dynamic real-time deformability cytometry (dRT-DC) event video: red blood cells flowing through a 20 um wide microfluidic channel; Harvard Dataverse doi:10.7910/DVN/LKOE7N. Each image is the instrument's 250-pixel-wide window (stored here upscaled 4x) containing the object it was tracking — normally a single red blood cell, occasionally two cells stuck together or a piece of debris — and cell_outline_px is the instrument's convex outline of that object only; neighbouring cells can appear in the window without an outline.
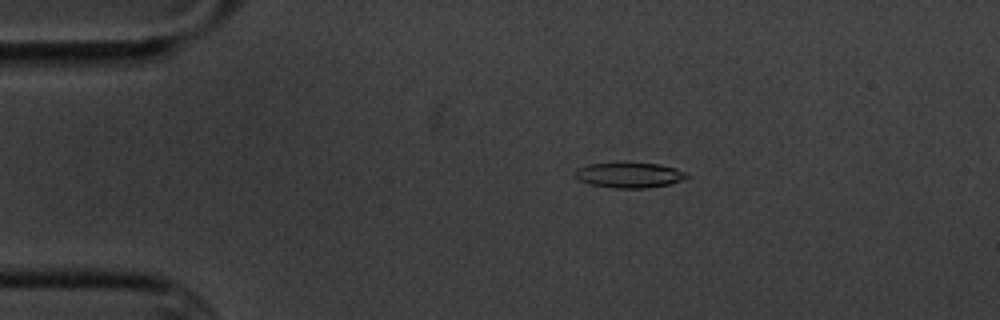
{"species": "common noctule bat (a hibernating species)", "species_latin": "Nyctalus noctula", "temperature_condition": "cold", "stored_images_in_passage": 9, "camera_frame_rate_fps": 3000, "um_per_image_px": 0.085, "animal": {"sex": "male", "body_mass_g": 20.1, "forearm_length_mm": 53.5}, "frame": {"image": 1, "passage_image": 2, "time_ms": 1.333, "image_size_px": [1000, 320], "cell_outline_px": [[688, 176], [680, 180], [668, 184], [648, 188], [612, 188], [592, 184], [580, 180], [576, 176], [576, 168], [588, 164], [660, 164], [676, 168], [684, 172]], "centroid_in_image_um": [53.49, 14.9], "position_along_channel_um": 31.5, "area_um2": 15.9}}
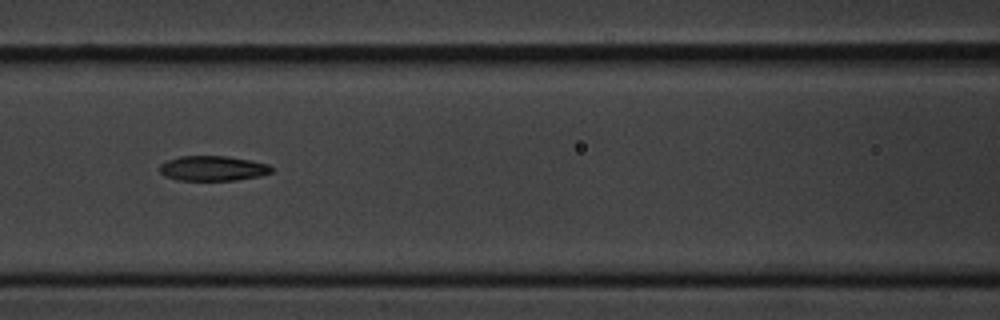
{"frame": {"image": 2, "passage_image": 6, "time_ms": 6.0, "image_size_px": [1000, 320], "cell_outline_px": [[272, 172], [260, 176], [236, 180], [176, 180], [164, 176], [160, 172], [160, 164], [168, 160], [180, 156], [228, 156], [252, 160], [268, 164], [272, 168]], "centroid_in_image_um": [18.09, 14.31], "position_along_channel_um": 148.5, "area_um2": 16.36}}
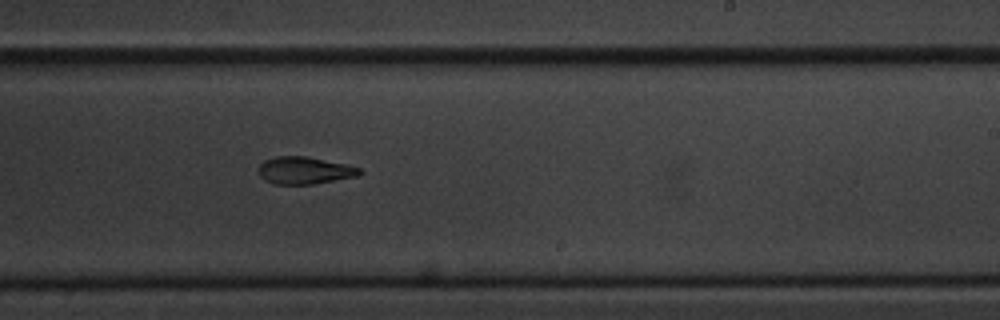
{"frame": {"image": 3, "passage_image": 9, "time_ms": 9.333, "image_size_px": [1000, 320], "cell_outline_px": [[364, 172], [360, 176], [312, 184], [272, 184], [264, 180], [260, 176], [256, 168], [264, 160], [276, 156], [304, 156], [344, 164], [360, 168]], "centroid_in_image_um": [25.86, 14.49], "position_along_channel_um": 263.1, "area_um2": 16.18}}